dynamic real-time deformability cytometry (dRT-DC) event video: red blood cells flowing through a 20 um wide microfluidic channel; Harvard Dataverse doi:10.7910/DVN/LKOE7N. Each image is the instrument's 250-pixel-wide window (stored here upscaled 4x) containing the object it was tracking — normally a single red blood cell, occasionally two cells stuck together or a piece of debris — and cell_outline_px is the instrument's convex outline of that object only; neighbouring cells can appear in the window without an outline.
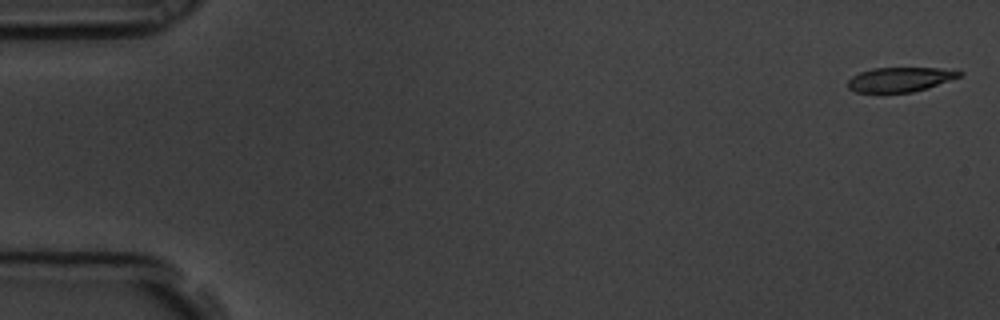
{"species": "common noctule bat (a hibernating species)", "species_latin": "Nyctalus noctula", "temperature_condition": "room temperature", "stored_images_in_passage": 9, "camera_frame_rate_fps": 3000, "um_per_image_px": 0.085, "animal": {"sex": "male", "body_mass_g": 19.5, "forearm_length_mm": 54.6}, "frame": {"image": 1, "passage_image": 1, "time_ms": 0.0, "image_size_px": [1000, 320], "cell_outline_px": [[964, 72], [960, 76], [928, 88], [912, 92], [880, 96], [856, 92], [848, 88], [848, 80], [852, 76], [860, 72], [872, 68], [940, 68]], "centroid_in_image_um": [76.41, 6.81], "position_along_channel_um": 8.6, "area_um2": 16.59}}
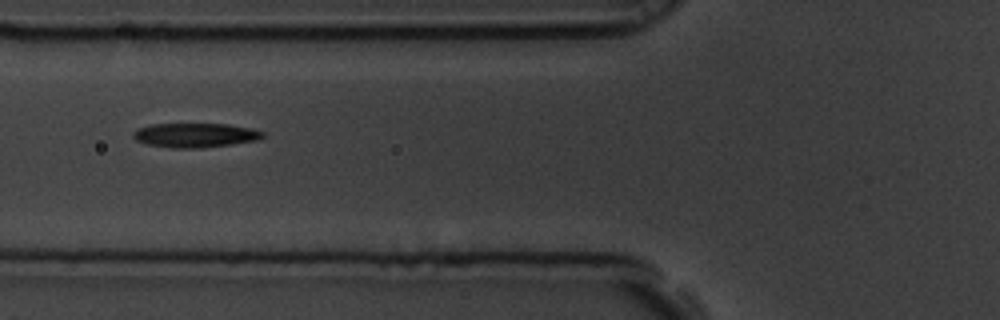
{"frame": {"image": 2, "passage_image": 7, "time_ms": 2.0, "image_size_px": [1000, 320], "cell_outline_px": [[264, 136], [256, 140], [232, 144], [200, 148], [172, 148], [148, 144], [136, 140], [132, 136], [132, 132], [136, 128], [152, 124], [228, 124], [252, 128], [264, 132]], "centroid_in_image_um": [16.57, 11.49], "position_along_channel_um": 109.2, "area_um2": 18.38}}
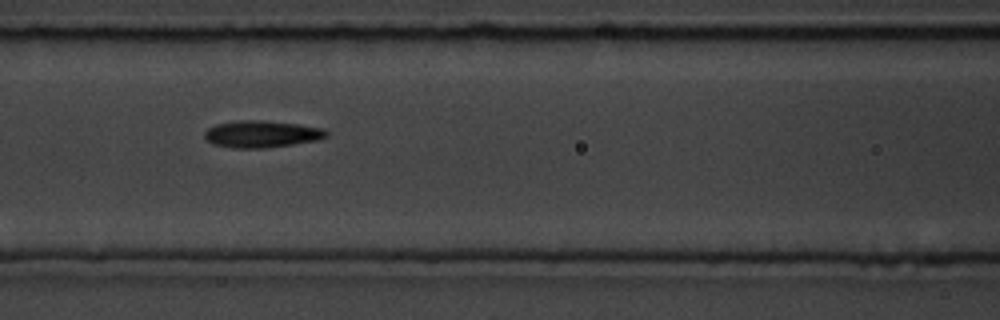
{"frame": {"image": 3, "passage_image": 8, "time_ms": 2.333, "image_size_px": [1000, 320], "cell_outline_px": [[328, 136], [320, 140], [264, 148], [232, 148], [212, 144], [204, 136], [204, 132], [208, 128], [216, 124], [240, 120], [260, 120], [296, 124], [324, 128], [328, 132]], "centroid_in_image_um": [22.25, 11.4], "position_along_channel_um": 144.4, "area_um2": 19.13}}